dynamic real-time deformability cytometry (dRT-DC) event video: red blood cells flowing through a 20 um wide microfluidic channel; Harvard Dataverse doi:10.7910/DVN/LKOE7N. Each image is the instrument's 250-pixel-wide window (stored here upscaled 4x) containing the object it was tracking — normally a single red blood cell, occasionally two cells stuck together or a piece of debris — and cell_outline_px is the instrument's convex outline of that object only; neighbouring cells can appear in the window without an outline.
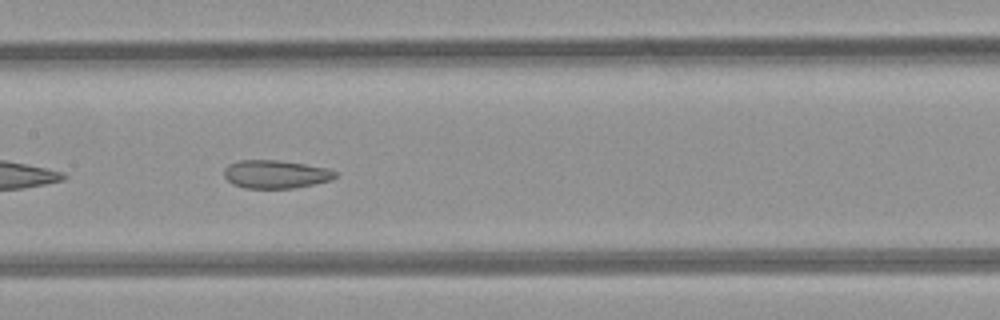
{"species": "common noctule bat (a hibernating species)", "species_latin": "Nyctalus noctula", "temperature_condition": "room temperature", "stored_images_in_passage": 46, "camera_frame_rate_fps": 3000, "um_per_image_px": 0.085, "animal": {"sex": "female", "body_mass_g": 21.9}, "frame": {"image": 1, "passage_image": 21, "time_ms": 6.667, "image_size_px": [1000, 320], "cell_outline_px": [[340, 172], [332, 180], [296, 188], [244, 188], [232, 184], [224, 176], [224, 168], [228, 164], [240, 160], [280, 160], [328, 168]], "centroid_in_image_um": [23.45, 14.81], "position_along_channel_um": 183.9, "area_um2": 18.5}}
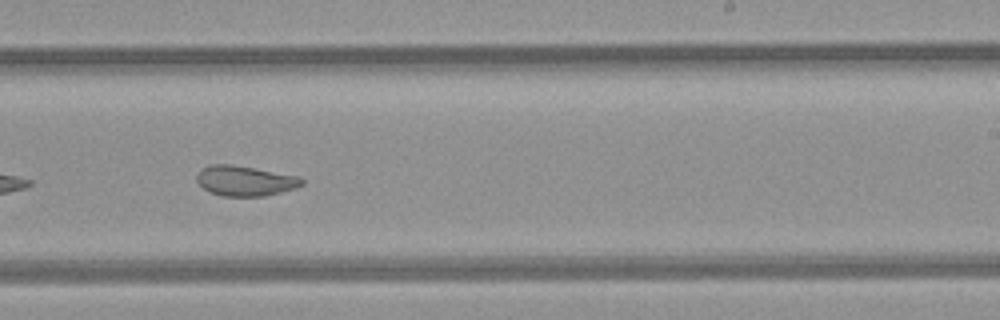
{"frame": {"image": 2, "passage_image": 27, "time_ms": 8.667, "image_size_px": [1000, 320], "cell_outline_px": [[304, 184], [280, 192], [264, 196], [224, 196], [212, 192], [204, 188], [196, 180], [196, 176], [200, 168], [208, 164], [228, 164], [300, 176], [304, 180]], "centroid_in_image_um": [20.8, 15.36], "position_along_channel_um": 268.2, "area_um2": 18.26}}
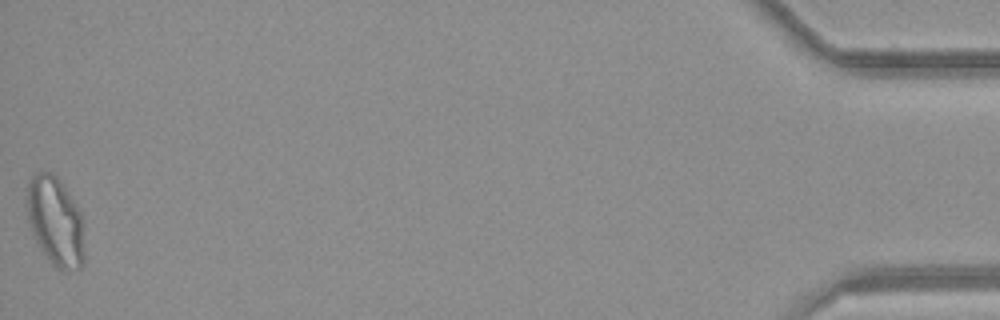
{"frame": {"image": 3, "passage_image": 46, "time_ms": 15.0, "image_size_px": [1000, 320], "cell_outline_px": [[84, 264], [80, 268], [64, 272], [56, 268], [52, 264], [40, 248], [36, 240], [28, 220], [24, 200], [28, 180], [36, 172], [52, 172], [60, 180], [80, 212], [84, 252]], "centroid_in_image_um": [4.67, 18.81], "position_along_channel_um": 430.5, "area_um2": 30.06}, "authors_computed_cell_mechanics": {"area_um2": 22.253, "velocity_mm_per_s": 4.2276, "shape_relaxation_time_tau1_ms": null, "shape_relaxation_time_tau2_ms": 1.6979, "deformation_change_tau1": null, "deformation_change_tau2": 0.0696}}